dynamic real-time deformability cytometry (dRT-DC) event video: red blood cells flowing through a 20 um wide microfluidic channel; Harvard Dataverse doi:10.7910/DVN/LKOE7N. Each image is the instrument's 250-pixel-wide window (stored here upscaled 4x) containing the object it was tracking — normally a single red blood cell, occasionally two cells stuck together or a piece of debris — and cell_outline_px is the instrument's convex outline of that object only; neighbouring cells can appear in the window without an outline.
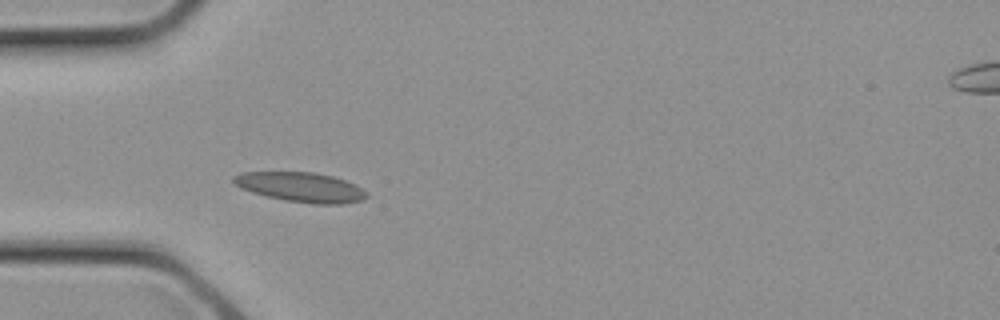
{"species": "common noctule bat (a hibernating species)", "species_latin": "Nyctalus noctula", "temperature_condition": "cold", "stored_images_in_passage": 6, "camera_frame_rate_fps": 3000, "um_per_image_px": 0.085, "animal": {"sex": "female", "body_mass_g": 21.9}, "frame": {"image": 1, "passage_image": 6, "time_ms": 1.667, "image_size_px": [1000, 320], "cell_outline_px": [[368, 196], [360, 200], [344, 204], [312, 204], [284, 200], [252, 192], [240, 188], [232, 180], [232, 176], [244, 172], [316, 172], [332, 176], [356, 184]], "centroid_in_image_um": [25.56, 15.9], "position_along_channel_um": 59.4, "area_um2": 22.89}}